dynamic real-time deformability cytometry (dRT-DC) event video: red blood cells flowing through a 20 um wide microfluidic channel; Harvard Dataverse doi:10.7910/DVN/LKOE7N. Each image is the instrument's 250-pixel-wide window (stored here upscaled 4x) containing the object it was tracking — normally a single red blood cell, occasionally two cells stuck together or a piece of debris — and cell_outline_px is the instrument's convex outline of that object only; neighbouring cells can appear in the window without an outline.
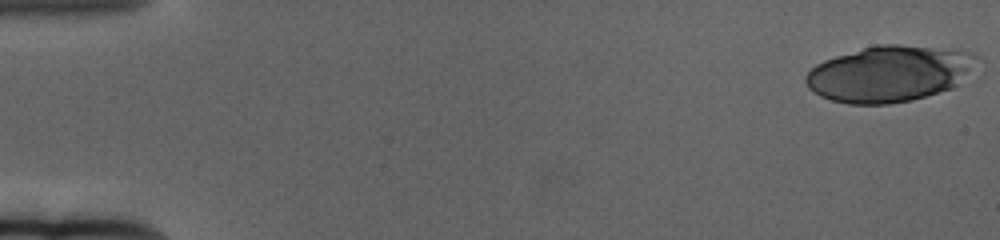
{"species": "human", "species_latin": "Homo sapiens", "temperature_condition": "cold", "stored_images_in_passage": 23, "camera_frame_rate_fps": 3000, "um_per_image_px": 0.085, "donor": {"sex": "female"}, "frame": {"image": 1, "passage_image": 1, "time_ms": 0.0, "image_size_px": [1000, 240], "cell_outline_px": [[976, 56], [956, 84], [952, 88], [912, 100], [888, 104], [848, 104], [832, 100], [820, 96], [808, 88], [804, 80], [804, 76], [816, 64], [824, 60], [836, 56], [876, 44], [900, 44], [960, 48], [972, 52]], "centroid_in_image_um": [75.52, 6.25], "position_along_channel_um": 9.5, "area_um2": 55.6}}
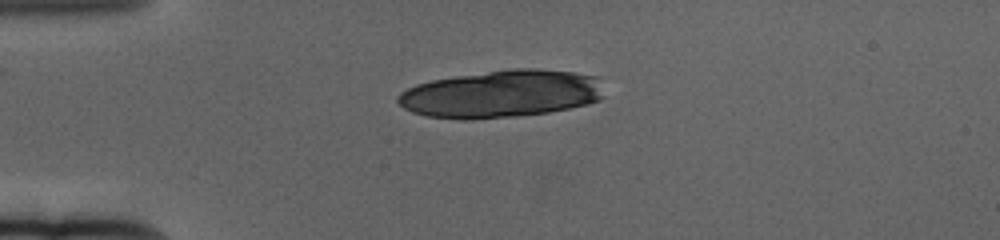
{"frame": {"image": 2, "passage_image": 15, "time_ms": 4.667, "image_size_px": [1000, 240], "cell_outline_px": [[604, 96], [600, 100], [588, 104], [548, 112], [516, 116], [464, 120], [460, 120], [428, 116], [412, 112], [404, 108], [396, 100], [396, 96], [400, 92], [416, 84], [432, 80], [456, 76], [512, 68], [536, 68], [572, 72], [596, 76]], "centroid_in_image_um": [42.59, 7.98], "position_along_channel_um": 42.4, "area_um2": 57.05}}